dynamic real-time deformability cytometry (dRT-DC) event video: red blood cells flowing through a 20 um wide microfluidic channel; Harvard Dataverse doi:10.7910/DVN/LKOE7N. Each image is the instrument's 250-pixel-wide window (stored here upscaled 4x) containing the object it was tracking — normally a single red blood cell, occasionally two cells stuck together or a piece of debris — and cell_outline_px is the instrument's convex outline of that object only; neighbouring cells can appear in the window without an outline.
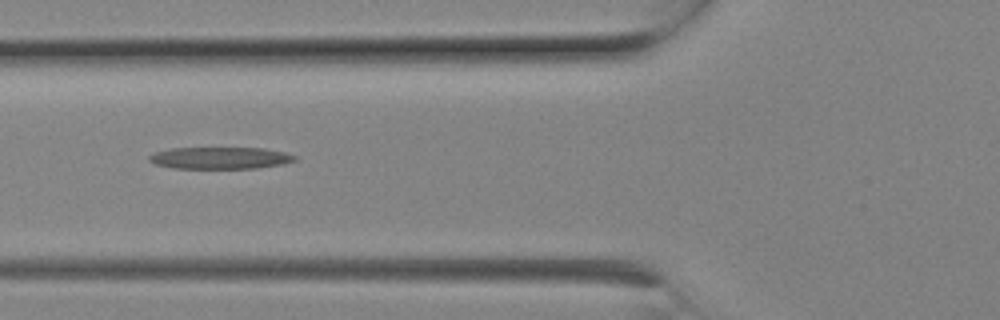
{"species": "Egyptian fruit bat (a non-hibernating species)", "species_latin": "Rousettus aegyptiacus", "temperature_condition": "room temperature", "stored_images_in_passage": 9, "camera_frame_rate_fps": 3000, "um_per_image_px": 0.085, "animal": {"sex": "female"}, "frame": {"image": 1, "passage_image": 7, "time_ms": 2.0, "image_size_px": [1000, 320], "cell_outline_px": [[296, 160], [284, 164], [256, 168], [172, 168], [156, 164], [148, 160], [148, 156], [156, 152], [172, 148], [264, 148], [284, 152], [296, 156]], "centroid_in_image_um": [18.72, 13.43], "position_along_channel_um": 107.1, "area_um2": 18.5}}
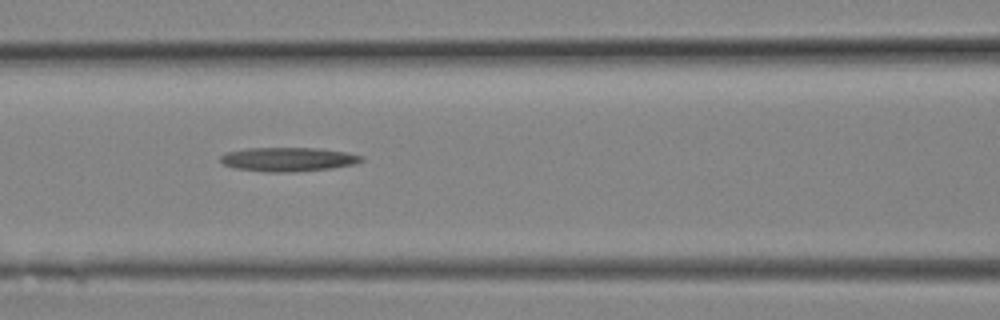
{"frame": {"image": 2, "passage_image": 8, "time_ms": 2.333, "image_size_px": [1000, 320], "cell_outline_px": [[364, 160], [356, 164], [332, 168], [296, 172], [268, 172], [236, 168], [224, 164], [220, 160], [220, 156], [224, 152], [248, 148], [316, 148], [348, 152], [364, 156]], "centroid_in_image_um": [24.53, 13.54], "position_along_channel_um": 142.1, "area_um2": 19.88}}
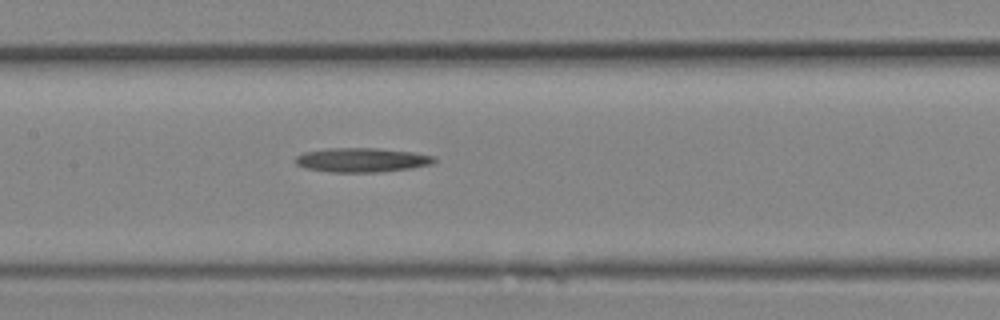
{"frame": {"image": 3, "passage_image": 9, "time_ms": 2.667, "image_size_px": [1000, 320], "cell_outline_px": [[436, 160], [432, 164], [412, 168], [380, 172], [332, 172], [304, 168], [296, 164], [296, 156], [304, 152], [328, 148], [380, 148], [412, 152], [436, 156]], "centroid_in_image_um": [30.78, 13.6], "position_along_channel_um": 176.6, "area_um2": 19.71}}